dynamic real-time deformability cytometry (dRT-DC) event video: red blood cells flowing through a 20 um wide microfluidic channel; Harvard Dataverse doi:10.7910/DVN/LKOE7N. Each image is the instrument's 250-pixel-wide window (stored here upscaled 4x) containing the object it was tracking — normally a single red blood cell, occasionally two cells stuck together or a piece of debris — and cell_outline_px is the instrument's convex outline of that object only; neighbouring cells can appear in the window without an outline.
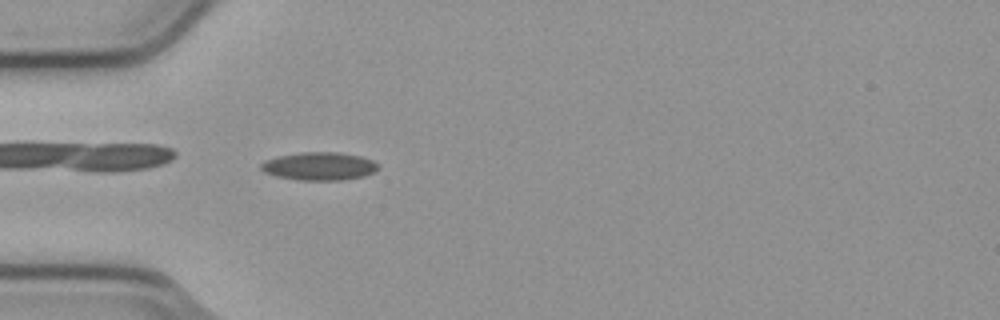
{"species": "common noctule bat (a hibernating species)", "species_latin": "Nyctalus noctula", "temperature_condition": "cold", "stored_images_in_passage": 54, "camera_frame_rate_fps": 3000, "um_per_image_px": 0.085, "animal": {"sex": "male", "body_mass_g": 23.1, "forearm_length_mm": 52.7}, "frame": {"image": 1, "passage_image": 16, "time_ms": 5.0, "image_size_px": [1000, 320], "cell_outline_px": [[380, 168], [376, 172], [364, 176], [340, 180], [300, 180], [276, 176], [264, 172], [260, 168], [260, 164], [264, 160], [280, 156], [300, 152], [340, 152], [360, 156], [372, 160]], "centroid_in_image_um": [27.14, 14.12], "position_along_channel_um": 57.9, "area_um2": 19.19}}
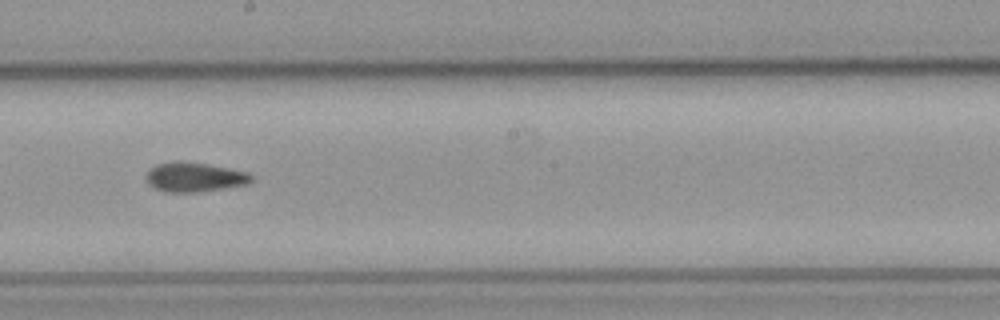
{"frame": {"image": 2, "passage_image": 30, "time_ms": 9.667, "image_size_px": [1000, 320], "cell_outline_px": [[252, 180], [248, 184], [200, 192], [164, 192], [152, 188], [148, 184], [144, 176], [148, 168], [156, 164], [208, 164], [248, 172], [252, 176]], "centroid_in_image_um": [16.5, 15.1], "position_along_channel_um": 231.7, "area_um2": 17.69}}
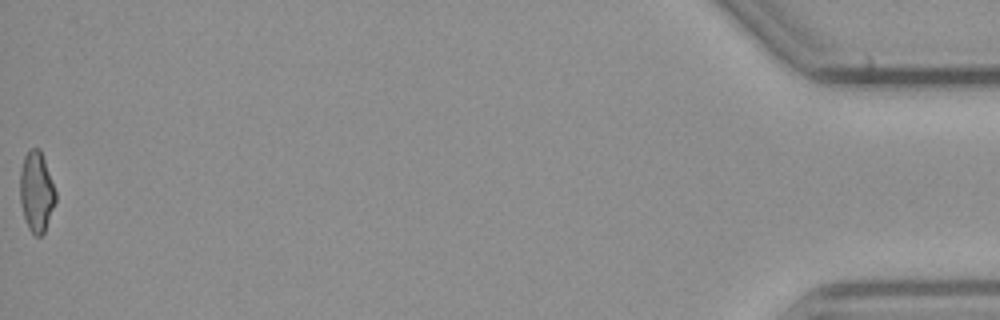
{"frame": {"image": 3, "passage_image": 54, "time_ms": 17.667, "image_size_px": [1000, 320], "cell_outline_px": [[56, 200], [44, 232], [40, 236], [36, 236], [28, 228], [24, 216], [20, 200], [20, 172], [24, 156], [32, 148], [40, 148], [56, 192]], "centroid_in_image_um": [3.09, 16.29], "position_along_channel_um": 432.1, "area_um2": 16.42}, "authors_computed_cell_mechanics": {"area_um2": 17.5134, "velocity_mm_per_s": 3.8016, "shape_relaxation_time_tau1_ms": null, "shape_relaxation_time_tau2_ms": 3.8188, "deformation_change_tau1": null, "deformation_change_tau2": 0.1145}}